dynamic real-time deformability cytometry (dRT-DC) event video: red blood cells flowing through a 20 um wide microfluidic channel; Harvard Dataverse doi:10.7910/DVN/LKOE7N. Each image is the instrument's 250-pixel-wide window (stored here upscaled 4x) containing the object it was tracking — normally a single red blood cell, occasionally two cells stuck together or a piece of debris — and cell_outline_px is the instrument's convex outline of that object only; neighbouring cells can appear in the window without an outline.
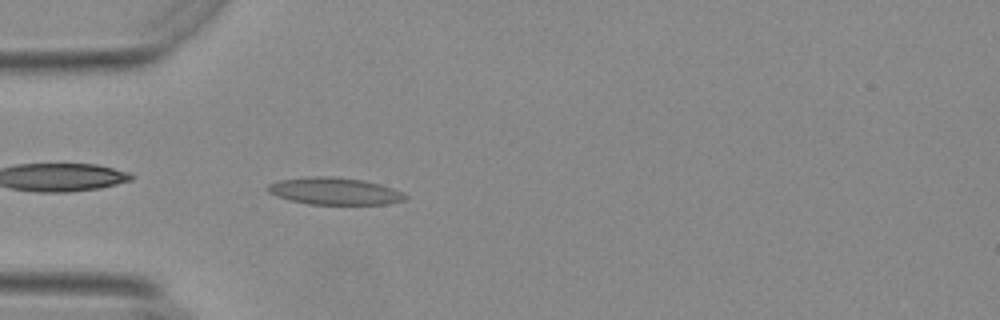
{"species": "Egyptian fruit bat (a non-hibernating species)", "species_latin": "Rousettus aegyptiacus", "temperature_condition": "warm", "stored_images_in_passage": 34, "camera_frame_rate_fps": 3000, "um_per_image_px": 0.085, "animal": {"sex": "female"}, "frame": {"image": 1, "passage_image": 1, "time_ms": 0.0, "image_size_px": [1000, 320], "cell_outline_px": [[408, 196], [404, 200], [388, 204], [308, 204], [288, 200], [268, 192], [264, 188], [268, 184], [280, 180], [304, 176], [332, 176], [364, 180], [380, 184], [404, 192]], "centroid_in_image_um": [28.42, 16.24], "position_along_channel_um": 56.6, "area_um2": 21.96}}
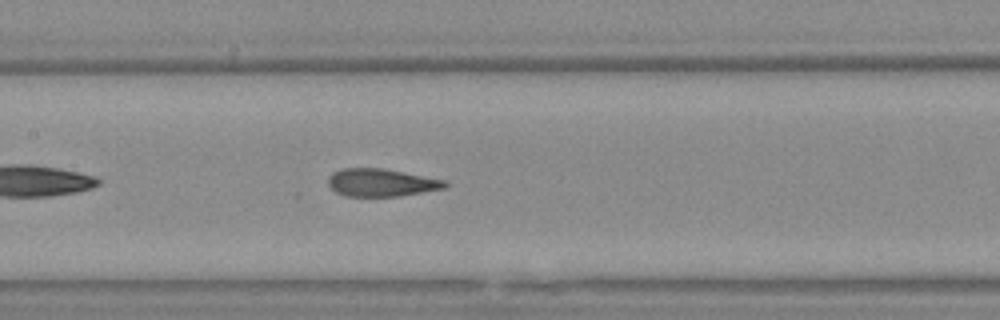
{"frame": {"image": 2, "passage_image": 11, "time_ms": 3.333, "image_size_px": [1000, 320], "cell_outline_px": [[448, 188], [400, 196], [344, 196], [336, 192], [328, 184], [328, 176], [332, 172], [340, 168], [384, 168], [448, 180]], "centroid_in_image_um": [32.45, 15.51], "position_along_channel_um": 175.0, "area_um2": 19.25}}
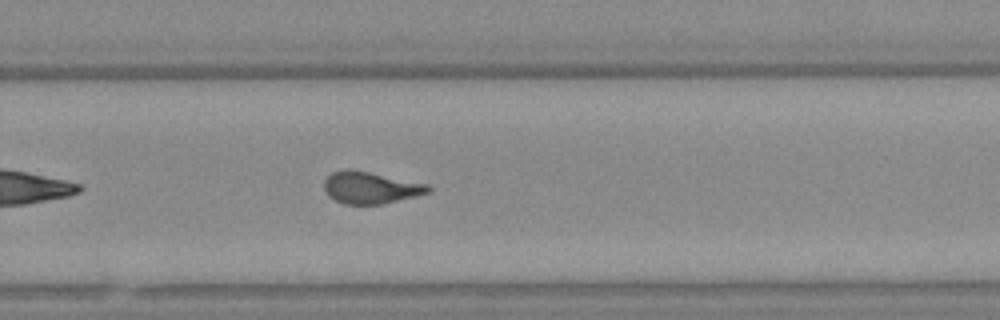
{"frame": {"image": 3, "passage_image": 21, "time_ms": 6.667, "image_size_px": [1000, 320], "cell_outline_px": [[432, 192], [384, 204], [344, 204], [328, 196], [324, 188], [324, 180], [332, 172], [348, 168], [352, 168], [428, 184], [432, 188]], "centroid_in_image_um": [31.51, 15.94], "position_along_channel_um": 298.3, "area_um2": 19.59}, "authors_computed_cell_mechanics": {"area_um2": 20.0855, "velocity_mm_per_s": 3.7208, "shape_relaxation_time_tau1_ms": null, "shape_relaxation_time_tau2_ms": 1.2087, "deformation_change_tau1": null, "deformation_change_tau2": 0.0949}}